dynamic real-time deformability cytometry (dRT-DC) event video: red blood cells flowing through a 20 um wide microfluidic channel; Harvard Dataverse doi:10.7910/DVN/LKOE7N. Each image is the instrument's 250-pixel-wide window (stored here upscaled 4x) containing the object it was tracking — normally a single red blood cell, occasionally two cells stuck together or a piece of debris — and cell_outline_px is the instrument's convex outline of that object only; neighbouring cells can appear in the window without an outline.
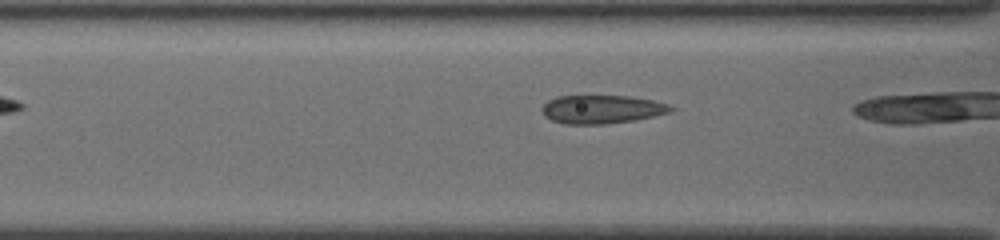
{"species": "common noctule bat (a hibernating species)", "species_latin": "Nyctalus noctula", "temperature_condition": "cold", "stored_images_in_passage": 9, "camera_frame_rate_fps": 3000, "um_per_image_px": 0.085, "animal": {"sex": "female", "body_mass_g": 19.5, "forearm_length_mm": 54.1}, "frame": {"image": 1, "passage_image": 7, "time_ms": 2.0, "image_size_px": [1000, 240], "cell_outline_px": [[676, 108], [672, 112], [632, 120], [604, 124], [564, 124], [552, 120], [544, 116], [540, 108], [548, 100], [560, 96], [628, 96], [652, 100], [668, 104]], "centroid_in_image_um": [51.14, 9.29], "position_along_channel_um": 115.5, "area_um2": 21.27}}